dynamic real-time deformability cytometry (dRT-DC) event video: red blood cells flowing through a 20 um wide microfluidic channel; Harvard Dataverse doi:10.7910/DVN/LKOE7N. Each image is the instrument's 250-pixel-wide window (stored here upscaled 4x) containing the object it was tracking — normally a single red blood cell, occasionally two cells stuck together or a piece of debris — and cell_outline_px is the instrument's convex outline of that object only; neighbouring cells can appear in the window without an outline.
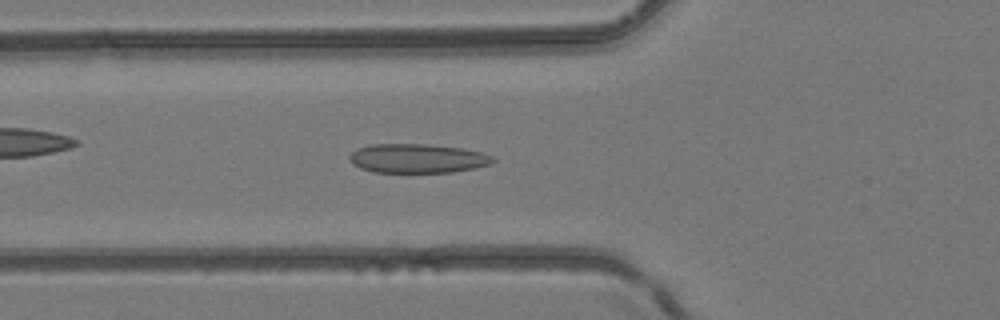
{"species": "common noctule bat (a hibernating species)", "species_latin": "Nyctalus noctula", "temperature_condition": "room temperature", "stored_images_in_passage": 47, "camera_frame_rate_fps": 3000, "um_per_image_px": 0.085, "animal": {"sex": "female", "body_mass_g": 24.6, "forearm_length_mm": 56.2}, "frame": {"image": 1, "passage_image": 17, "time_ms": 5.333, "image_size_px": [1000, 320], "cell_outline_px": [[496, 160], [488, 164], [472, 168], [452, 172], [372, 172], [360, 168], [352, 164], [348, 160], [348, 156], [356, 148], [372, 144], [428, 144], [460, 148], [480, 152], [492, 156]], "centroid_in_image_um": [35.4, 13.46], "position_along_channel_um": 90.4, "area_um2": 24.28}}
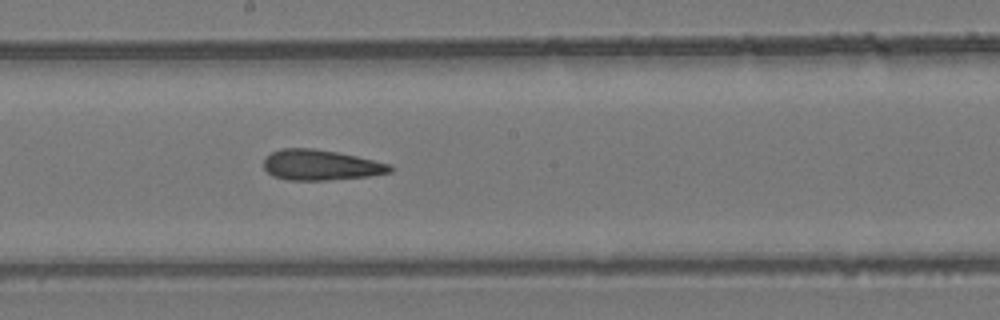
{"frame": {"image": 2, "passage_image": 26, "time_ms": 8.333, "image_size_px": [1000, 320], "cell_outline_px": [[396, 168], [392, 172], [368, 176], [328, 180], [284, 180], [272, 176], [264, 168], [264, 156], [280, 148], [312, 148], [336, 152], [356, 156], [392, 164]], "centroid_in_image_um": [27.26, 14.03], "position_along_channel_um": 220.9, "area_um2": 22.66}}
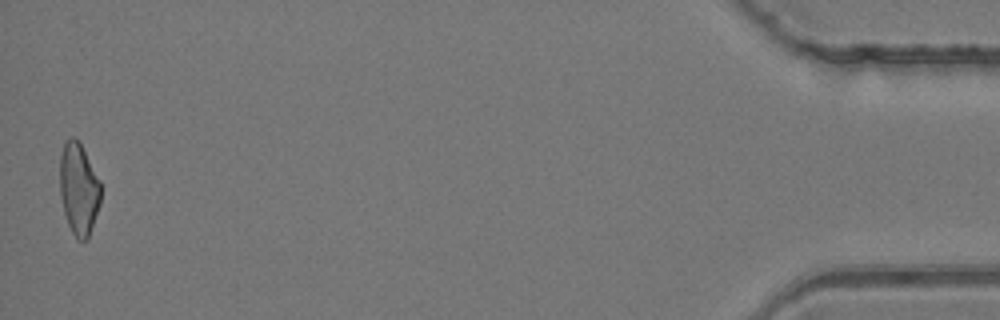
{"frame": {"image": 3, "passage_image": 47, "time_ms": 15.333, "image_size_px": [1000, 320], "cell_outline_px": [[100, 204], [88, 236], [84, 240], [76, 240], [68, 224], [64, 212], [60, 196], [60, 156], [64, 140], [72, 136], [76, 136], [100, 180]], "centroid_in_image_um": [6.67, 16.02], "position_along_channel_um": 428.5, "area_um2": 21.85}}